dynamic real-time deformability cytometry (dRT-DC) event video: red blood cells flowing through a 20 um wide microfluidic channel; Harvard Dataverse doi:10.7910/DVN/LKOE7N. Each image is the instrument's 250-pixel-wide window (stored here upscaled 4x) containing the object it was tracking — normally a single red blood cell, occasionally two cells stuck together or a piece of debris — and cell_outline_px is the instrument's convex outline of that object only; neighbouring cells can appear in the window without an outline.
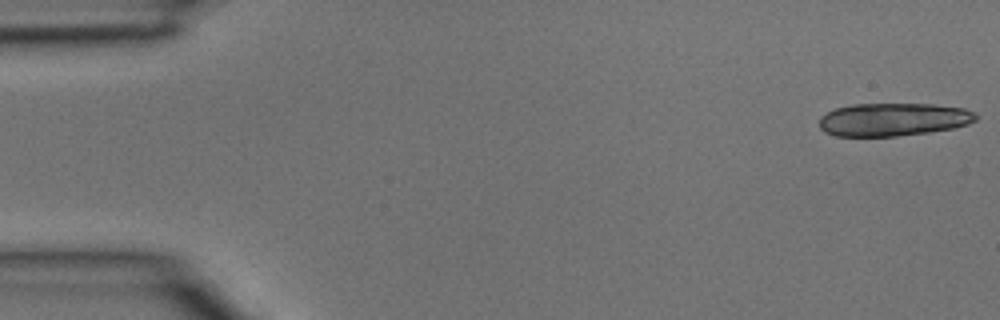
{"species": "common noctule bat (a hibernating species)", "species_latin": "Nyctalus noctula", "temperature_condition": "room temperature", "stored_images_in_passage": 3, "camera_frame_rate_fps": 3000, "um_per_image_px": 0.085, "animal": {"sex": "male", "body_mass_g": 15.6}, "frame": {"image": 1, "passage_image": 1, "time_ms": 0.0, "image_size_px": [1000, 320], "cell_outline_px": [[976, 120], [968, 124], [952, 128], [928, 132], [896, 136], [836, 136], [824, 132], [820, 128], [820, 116], [836, 108], [852, 104], [932, 104], [964, 108], [976, 112]], "centroid_in_image_um": [75.92, 10.15], "position_along_channel_um": 9.1, "area_um2": 30.11}}